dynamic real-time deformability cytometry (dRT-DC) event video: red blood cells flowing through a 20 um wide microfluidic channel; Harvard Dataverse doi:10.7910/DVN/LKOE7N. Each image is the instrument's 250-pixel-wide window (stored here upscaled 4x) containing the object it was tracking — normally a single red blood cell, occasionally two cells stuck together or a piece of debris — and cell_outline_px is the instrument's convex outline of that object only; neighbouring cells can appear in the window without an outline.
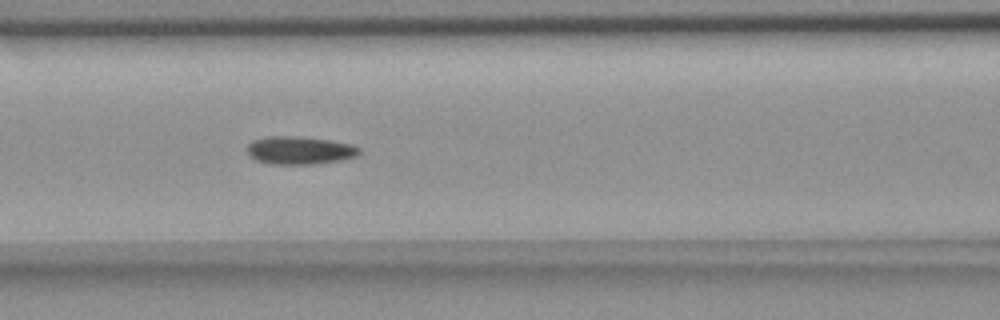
{"species": "common noctule bat (a hibernating species)", "species_latin": "Nyctalus noctula", "temperature_condition": "room temperature", "stored_images_in_passage": 8, "camera_frame_rate_fps": 3000, "um_per_image_px": 0.085, "animal": {"sex": "female", "body_mass_g": 18.4}, "frame": {"image": 1, "passage_image": 7, "time_ms": 7.333, "image_size_px": [1000, 320], "cell_outline_px": [[360, 152], [356, 156], [340, 160], [316, 164], [272, 164], [256, 160], [248, 152], [248, 144], [252, 140], [264, 136], [300, 136], [328, 140], [352, 144], [360, 148]], "centroid_in_image_um": [25.47, 12.77], "position_along_channel_um": 141.1, "area_um2": 18.26}}
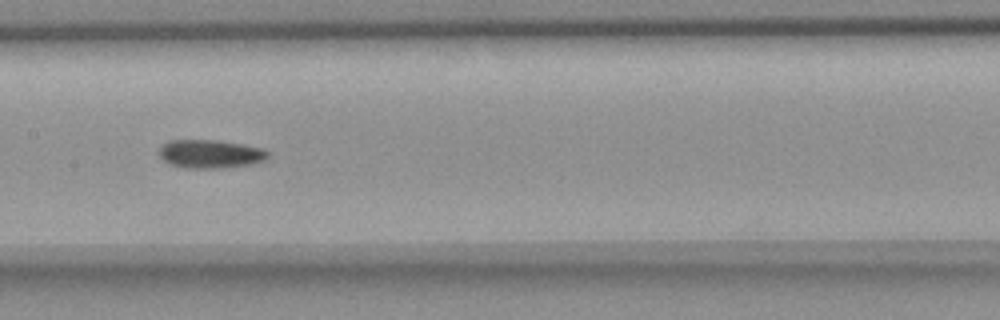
{"frame": {"image": 2, "passage_image": 8, "time_ms": 8.667, "image_size_px": [1000, 320], "cell_outline_px": [[268, 156], [264, 160], [252, 164], [220, 168], [184, 168], [168, 164], [160, 156], [160, 144], [168, 140], [216, 140], [264, 148], [268, 152]], "centroid_in_image_um": [17.84, 13.08], "position_along_channel_um": 189.6, "area_um2": 18.09}}